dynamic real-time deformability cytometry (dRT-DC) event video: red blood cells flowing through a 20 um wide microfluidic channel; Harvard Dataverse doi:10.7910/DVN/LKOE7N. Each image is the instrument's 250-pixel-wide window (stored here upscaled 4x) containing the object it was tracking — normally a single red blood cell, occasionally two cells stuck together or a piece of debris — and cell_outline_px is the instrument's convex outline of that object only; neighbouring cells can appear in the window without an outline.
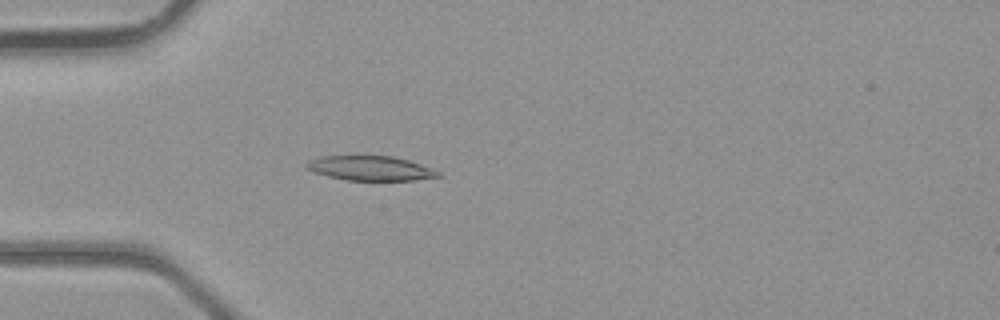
{"species": "common noctule bat (a hibernating species)", "species_latin": "Nyctalus noctula", "temperature_condition": "room temperature", "stored_images_in_passage": 41, "camera_frame_rate_fps": 3000, "um_per_image_px": 0.085, "animal": {"sex": "male", "body_mass_g": 23.1, "forearm_length_mm": 52.7}, "frame": {"image": 1, "passage_image": 12, "time_ms": 3.667, "image_size_px": [1000, 320], "cell_outline_px": [[444, 176], [412, 180], [348, 180], [328, 176], [312, 172], [304, 164], [308, 160], [320, 156], [392, 156], [408, 160], [420, 164], [440, 172]], "centroid_in_image_um": [31.47, 14.3], "position_along_channel_um": 53.5, "area_um2": 18.79}}
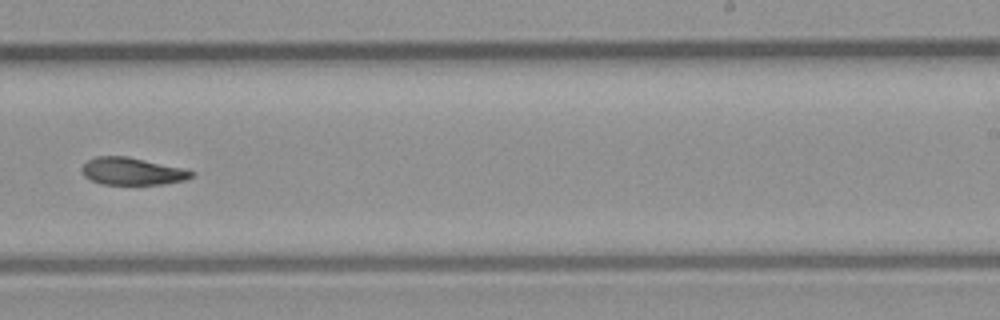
{"frame": {"image": 2, "passage_image": 26, "time_ms": 8.333, "image_size_px": [1000, 320], "cell_outline_px": [[196, 172], [192, 176], [184, 180], [164, 184], [100, 184], [84, 176], [80, 168], [88, 160], [96, 156], [128, 156], [184, 168]], "centroid_in_image_um": [11.23, 14.55], "position_along_channel_um": 277.8, "area_um2": 17.51}}
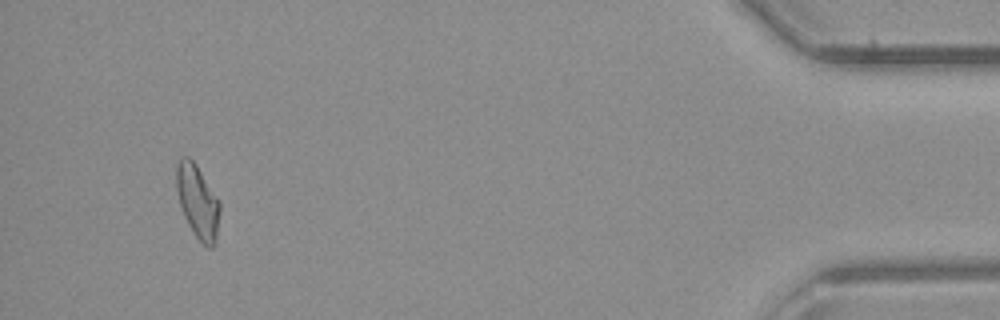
{"frame": {"image": 3, "passage_image": 39, "time_ms": 12.667, "image_size_px": [1000, 320], "cell_outline_px": [[220, 212], [216, 244], [212, 248], [208, 248], [196, 236], [188, 224], [184, 216], [180, 204], [176, 188], [176, 164], [180, 156], [188, 156], [196, 164], [220, 200]], "centroid_in_image_um": [16.81, 17.11], "position_along_channel_um": 418.4, "area_um2": 18.79}}